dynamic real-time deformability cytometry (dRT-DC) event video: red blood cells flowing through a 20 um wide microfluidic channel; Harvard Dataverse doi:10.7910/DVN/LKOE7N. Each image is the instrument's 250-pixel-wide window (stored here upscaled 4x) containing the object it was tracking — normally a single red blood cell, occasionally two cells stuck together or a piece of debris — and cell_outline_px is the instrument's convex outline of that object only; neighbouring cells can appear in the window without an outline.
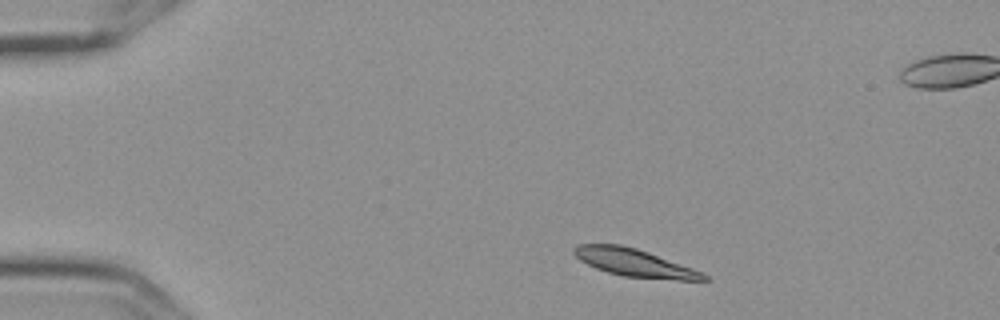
{"species": "Egyptian fruit bat (a non-hibernating species)", "species_latin": "Rousettus aegyptiacus", "temperature_condition": "cold", "stored_images_in_passage": 4, "segment_of_instrument_passage": [1, 2], "camera_frame_rate_fps": 3000, "um_per_image_px": 0.085, "frame": {"image": 1, "passage_image": 1, "time_ms": 0.0, "image_size_px": [1000, 320], "cell_outline_px": [[712, 280], [676, 280], [624, 276], [608, 272], [596, 268], [580, 260], [572, 252], [572, 248], [576, 244], [620, 244], [636, 248], [648, 252], [704, 272]], "centroid_in_image_um": [53.94, 22.33], "position_along_channel_um": 31.1, "area_um2": 20.92}}